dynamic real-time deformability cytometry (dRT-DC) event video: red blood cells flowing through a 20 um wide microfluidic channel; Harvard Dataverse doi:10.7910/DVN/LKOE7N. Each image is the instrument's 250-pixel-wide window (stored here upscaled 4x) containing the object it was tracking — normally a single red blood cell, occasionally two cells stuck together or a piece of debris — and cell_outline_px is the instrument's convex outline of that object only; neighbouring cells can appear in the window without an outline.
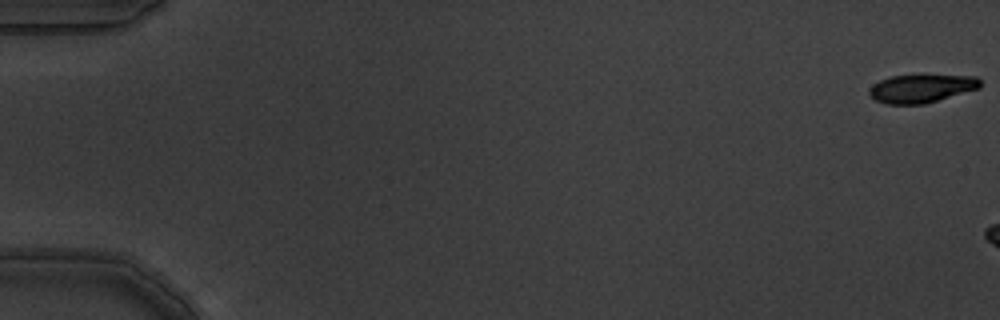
{"species": "common noctule bat (a hibernating species)", "species_latin": "Nyctalus noctula", "temperature_condition": "warm", "stored_images_in_passage": 3, "camera_frame_rate_fps": 3000, "um_per_image_px": 0.085, "animal": {"sex": "male", "body_mass_g": 19.5, "forearm_length_mm": 54.6}, "frame": {"image": 1, "passage_image": 1, "time_ms": 0.0, "image_size_px": [1000, 320], "cell_outline_px": [[980, 88], [924, 104], [888, 104], [876, 100], [868, 92], [872, 84], [880, 80], [892, 76], [976, 76], [980, 80]], "centroid_in_image_um": [78.3, 7.53], "position_along_channel_um": 6.7, "area_um2": 17.86}}